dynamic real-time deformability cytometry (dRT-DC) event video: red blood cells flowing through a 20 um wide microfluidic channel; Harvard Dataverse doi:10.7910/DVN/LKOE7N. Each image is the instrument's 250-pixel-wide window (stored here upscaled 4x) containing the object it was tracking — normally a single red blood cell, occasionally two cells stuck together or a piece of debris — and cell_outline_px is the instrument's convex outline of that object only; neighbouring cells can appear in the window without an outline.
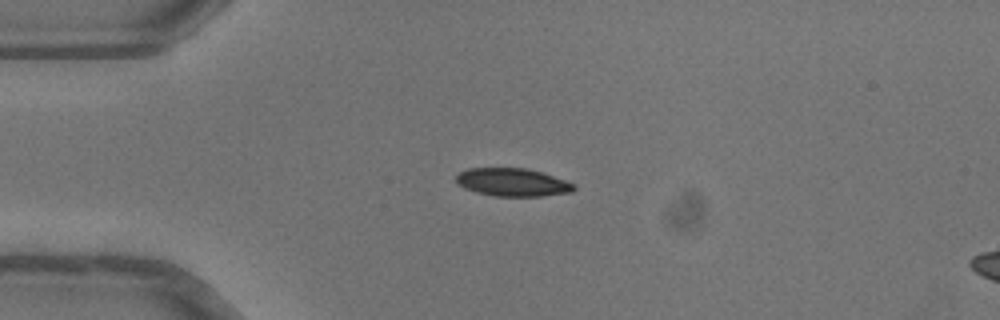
{"species": "common noctule bat (a hibernating species)", "species_latin": "Nyctalus noctula", "temperature_condition": "warm", "stored_images_in_passage": 39, "camera_frame_rate_fps": 3000, "um_per_image_px": 0.085, "animal": {"sex": "female"}, "frame": {"image": 1, "passage_image": 1, "time_ms": 0.0, "image_size_px": [1000, 320], "cell_outline_px": [[572, 188], [552, 192], [488, 192], [472, 188], [464, 184], [460, 180], [460, 176], [464, 172], [484, 168], [512, 168], [532, 172], [548, 176], [568, 184]], "centroid_in_image_um": [43.43, 15.39], "position_along_channel_um": 41.6, "area_um2": 14.57}}
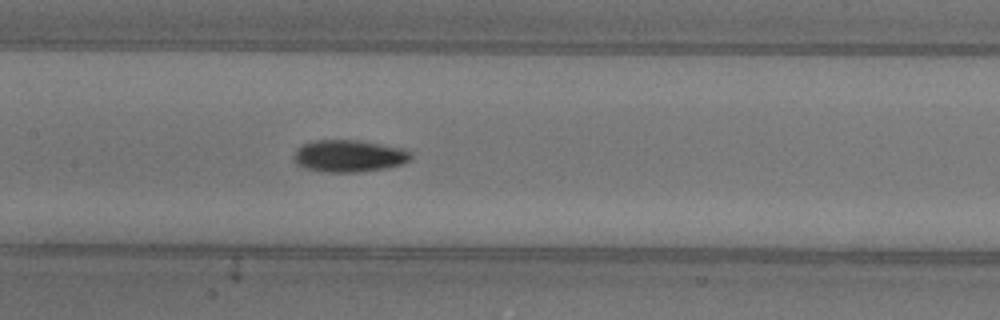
{"frame": {"image": 2, "passage_image": 13, "time_ms": 4.0, "image_size_px": [1000, 320], "cell_outline_px": [[404, 156], [400, 160], [384, 164], [352, 168], [340, 168], [312, 164], [304, 160], [304, 148], [328, 144], [344, 144], [372, 148], [396, 152]], "centroid_in_image_um": [29.63, 13.27], "position_along_channel_um": 177.8, "area_um2": 12.77}}
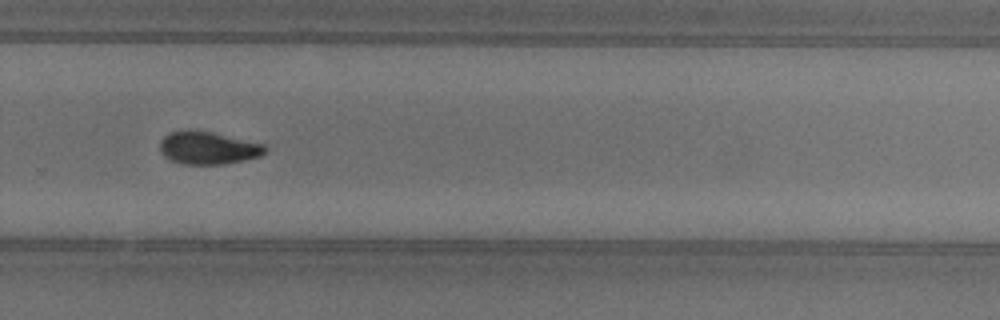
{"frame": {"image": 3, "passage_image": 23, "time_ms": 7.333, "image_size_px": [1000, 320], "cell_outline_px": [[260, 152], [248, 156], [228, 160], [184, 160], [168, 152], [164, 144], [172, 136], [208, 136], [244, 144], [260, 148]], "centroid_in_image_um": [17.66, 12.62], "position_along_channel_um": 312.1, "area_um2": 12.6}}